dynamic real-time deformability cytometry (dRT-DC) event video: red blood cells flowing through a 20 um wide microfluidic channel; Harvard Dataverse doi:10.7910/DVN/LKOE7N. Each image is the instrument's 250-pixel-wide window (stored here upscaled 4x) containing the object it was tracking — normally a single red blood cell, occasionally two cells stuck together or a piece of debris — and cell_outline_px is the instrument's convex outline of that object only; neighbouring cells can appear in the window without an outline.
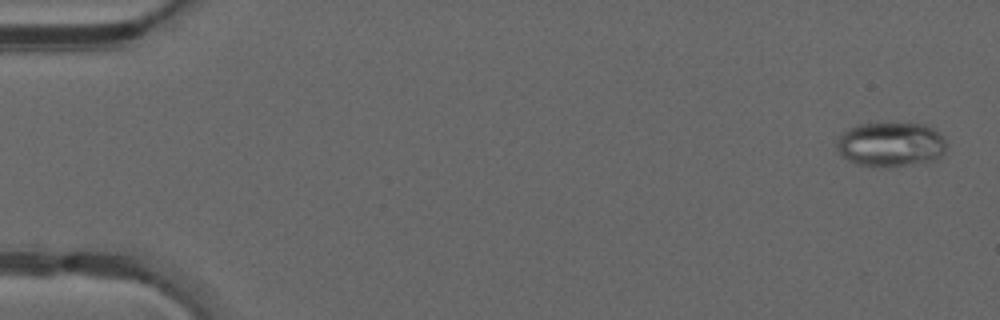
{"species": "common noctule bat (a hibernating species)", "species_latin": "Nyctalus noctula", "temperature_condition": "warm", "stored_images_in_passage": 49, "camera_frame_rate_fps": 3000, "um_per_image_px": 0.085, "animal": {"sex": "male", "forearm_length_mm": 52.5}, "frame": {"image": 1, "passage_image": 2, "time_ms": 0.333, "image_size_px": [1000, 320], "cell_outline_px": [[948, 144], [944, 152], [940, 156], [932, 160], [884, 168], [856, 164], [840, 156], [836, 148], [836, 144], [840, 136], [848, 128], [856, 124], [924, 124], [932, 128], [944, 136]], "centroid_in_image_um": [75.69, 12.28], "position_along_channel_um": 9.3, "area_um2": 28.55}}
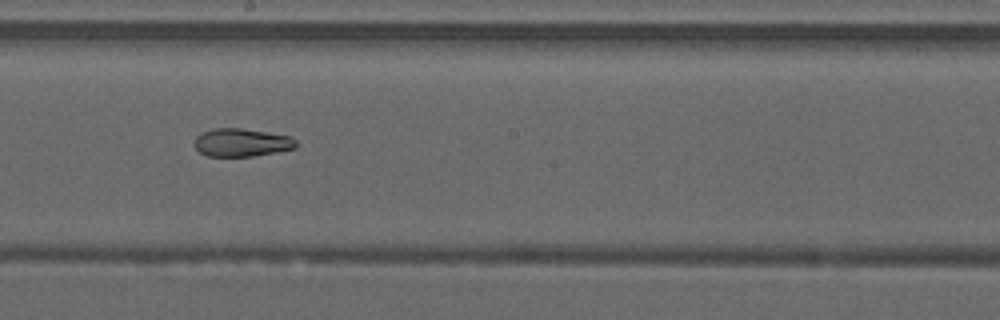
{"frame": {"image": 2, "passage_image": 28, "time_ms": 9.0, "image_size_px": [1000, 320], "cell_outline_px": [[296, 148], [276, 152], [252, 156], [208, 156], [200, 152], [192, 144], [196, 136], [212, 128], [240, 128], [288, 136], [296, 140]], "centroid_in_image_um": [20.49, 12.12], "position_along_channel_um": 227.7, "area_um2": 16.47}}
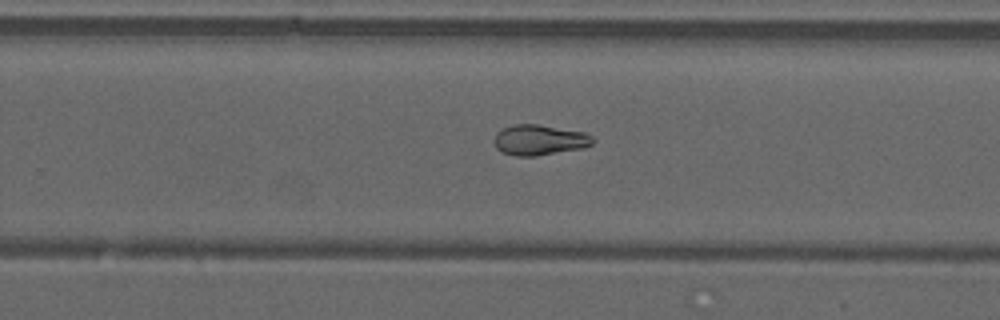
{"frame": {"image": 3, "passage_image": 32, "time_ms": 10.333, "image_size_px": [1000, 320], "cell_outline_px": [[596, 140], [592, 144], [584, 148], [536, 156], [516, 156], [500, 152], [496, 148], [492, 140], [496, 132], [512, 124], [536, 124], [584, 132], [592, 136]], "centroid_in_image_um": [45.82, 11.9], "position_along_channel_um": 284.0, "area_um2": 17.74}, "authors_computed_cell_mechanics": {"area_um2": 20.2878, "velocity_mm_per_s": 4.2369, "shape_relaxation_time_tau1_ms": null, "shape_relaxation_time_tau2_ms": 2.7287, "deformation_change_tau1": null, "deformation_change_tau2": 0.0874}}